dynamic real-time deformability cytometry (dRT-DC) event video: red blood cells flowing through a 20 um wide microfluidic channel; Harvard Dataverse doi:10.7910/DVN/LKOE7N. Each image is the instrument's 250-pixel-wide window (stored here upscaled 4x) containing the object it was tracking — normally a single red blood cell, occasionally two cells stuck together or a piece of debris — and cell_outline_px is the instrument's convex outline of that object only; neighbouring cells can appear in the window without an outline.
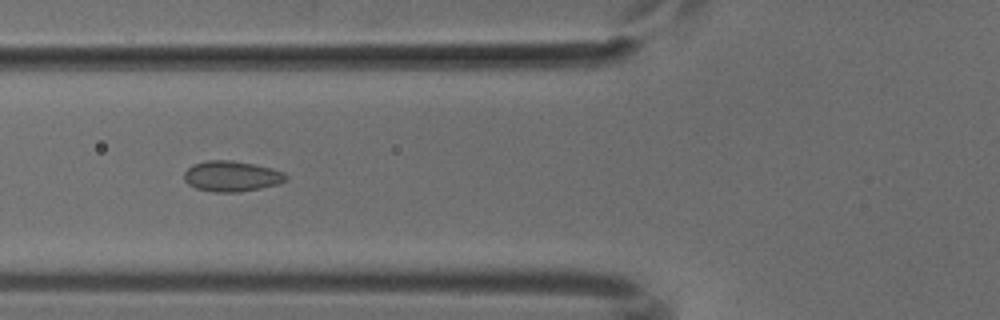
{"species": "common noctule bat (a hibernating species)", "species_latin": "Nyctalus noctula", "temperature_condition": "cold", "stored_images_in_passage": 32, "camera_frame_rate_fps": 3000, "um_per_image_px": 0.085, "animal": {"sex": "male", "body_mass_g": 18.8}, "frame": {"image": 1, "passage_image": 7, "time_ms": 2.0, "image_size_px": [1000, 320], "cell_outline_px": [[288, 180], [280, 184], [240, 192], [212, 192], [196, 188], [188, 184], [184, 180], [184, 172], [192, 164], [208, 160], [232, 160], [272, 168], [284, 172], [288, 176]], "centroid_in_image_um": [19.7, 14.98], "position_along_channel_um": 106.1, "area_um2": 18.32}}
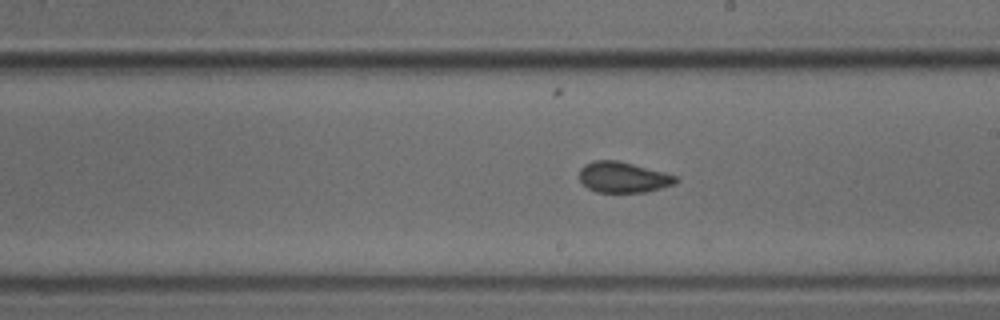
{"frame": {"image": 2, "passage_image": 17, "time_ms": 5.333, "image_size_px": [1000, 320], "cell_outline_px": [[680, 180], [676, 184], [648, 192], [596, 192], [588, 188], [580, 180], [580, 168], [584, 164], [592, 160], [616, 160], [664, 172], [676, 176]], "centroid_in_image_um": [52.98, 15.07], "position_along_channel_um": 236.0, "area_um2": 17.34}}
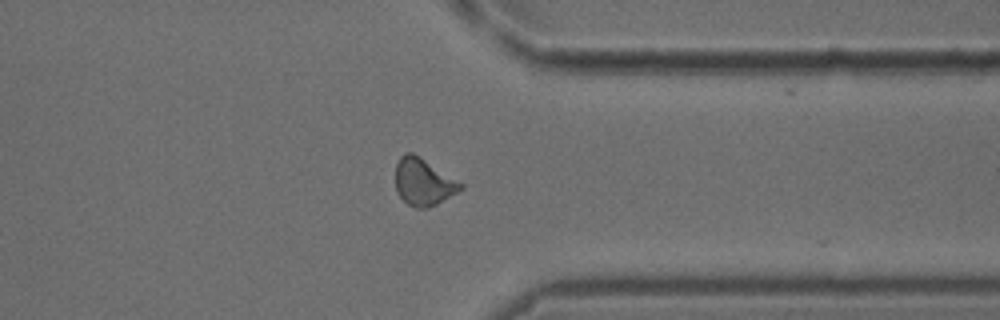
{"frame": {"image": 3, "passage_image": 28, "time_ms": 9.0, "image_size_px": [1000, 320], "cell_outline_px": [[464, 188], [436, 204], [428, 208], [416, 208], [408, 204], [396, 192], [396, 164], [400, 156], [404, 152], [412, 152], [420, 156], [464, 184]], "centroid_in_image_um": [35.98, 15.45], "position_along_channel_um": 375.4, "area_um2": 17.86}}